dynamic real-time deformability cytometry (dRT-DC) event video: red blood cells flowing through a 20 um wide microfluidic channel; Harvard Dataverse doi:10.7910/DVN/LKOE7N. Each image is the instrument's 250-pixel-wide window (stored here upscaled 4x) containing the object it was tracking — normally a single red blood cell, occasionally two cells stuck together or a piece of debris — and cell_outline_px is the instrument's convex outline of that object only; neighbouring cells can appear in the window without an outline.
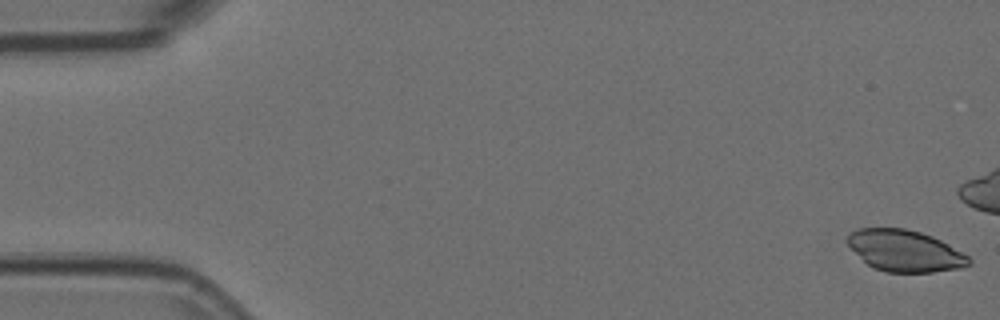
{"species": "Egyptian fruit bat (a non-hibernating species)", "species_latin": "Rousettus aegyptiacus", "temperature_condition": "room temperature", "stored_images_in_passage": 9, "camera_frame_rate_fps": 3000, "um_per_image_px": 0.085, "animal": {"sex": "female"}, "frame": {"image": 1, "passage_image": 1, "time_ms": 0.0, "image_size_px": [1000, 320], "cell_outline_px": [[972, 264], [960, 268], [932, 272], [888, 272], [872, 268], [844, 240], [852, 232], [860, 228], [904, 228], [920, 232], [932, 236], [948, 244], [968, 256], [972, 260]], "centroid_in_image_um": [76.94, 21.32], "position_along_channel_um": 8.1, "area_um2": 29.13}}